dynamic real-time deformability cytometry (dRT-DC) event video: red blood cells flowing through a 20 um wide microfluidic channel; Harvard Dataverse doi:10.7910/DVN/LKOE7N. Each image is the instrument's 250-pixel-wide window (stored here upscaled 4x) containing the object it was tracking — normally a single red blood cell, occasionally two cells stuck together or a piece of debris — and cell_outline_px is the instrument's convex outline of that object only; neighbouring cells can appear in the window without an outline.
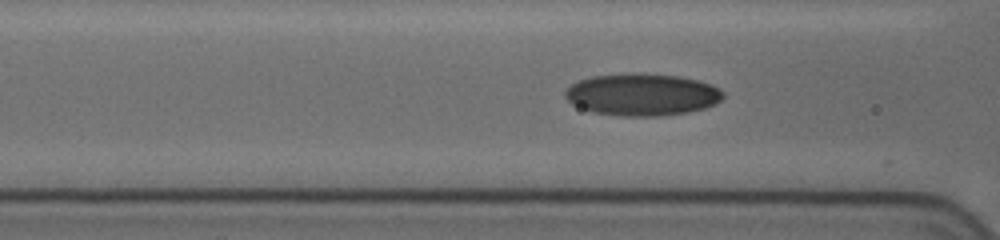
{"species": "human", "species_latin": "Homo sapiens", "temperature_condition": "cold", "stored_images_in_passage": 41, "camera_frame_rate_fps": 3000, "um_per_image_px": 0.085, "donor": {"sex": "female"}, "frame": {"image": 1, "passage_image": 21, "time_ms": 8.0, "image_size_px": [1000, 240], "cell_outline_px": [[724, 96], [716, 104], [704, 108], [688, 112], [660, 116], [624, 116], [592, 112], [572, 104], [564, 96], [564, 92], [572, 84], [580, 80], [592, 76], [640, 72], [680, 76], [712, 84], [720, 88], [724, 92]], "centroid_in_image_um": [54.6, 8.03], "position_along_channel_um": 112.0, "area_um2": 38.96}}
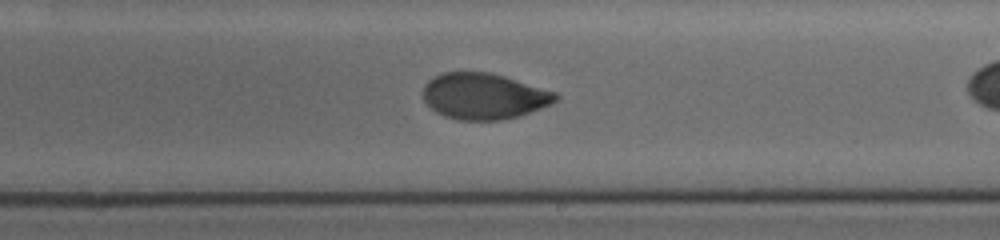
{"frame": {"image": 2, "passage_image": 30, "time_ms": 11.667, "image_size_px": [1000, 240], "cell_outline_px": [[560, 96], [552, 104], [520, 116], [500, 120], [460, 120], [444, 116], [436, 112], [424, 100], [424, 84], [432, 76], [440, 72], [488, 72], [504, 76], [556, 92]], "centroid_in_image_um": [41.13, 8.17], "position_along_channel_um": 247.9, "area_um2": 35.66}}
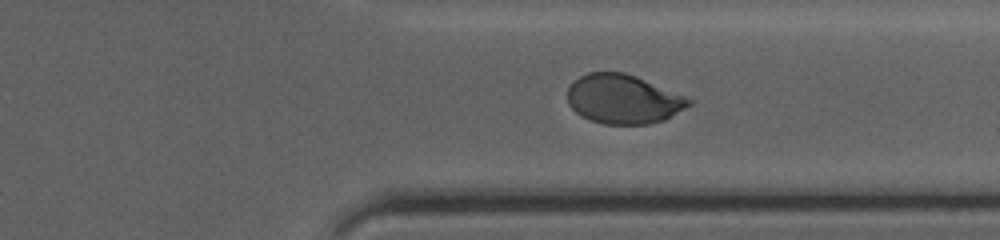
{"frame": {"image": 3, "passage_image": 38, "time_ms": 14.667, "image_size_px": [1000, 240], "cell_outline_px": [[696, 100], [692, 104], [664, 120], [648, 124], [604, 124], [580, 116], [568, 104], [568, 88], [580, 76], [588, 72], [624, 72], [636, 76]], "centroid_in_image_um": [53.0, 8.43], "position_along_channel_um": 358.4, "area_um2": 34.8}}